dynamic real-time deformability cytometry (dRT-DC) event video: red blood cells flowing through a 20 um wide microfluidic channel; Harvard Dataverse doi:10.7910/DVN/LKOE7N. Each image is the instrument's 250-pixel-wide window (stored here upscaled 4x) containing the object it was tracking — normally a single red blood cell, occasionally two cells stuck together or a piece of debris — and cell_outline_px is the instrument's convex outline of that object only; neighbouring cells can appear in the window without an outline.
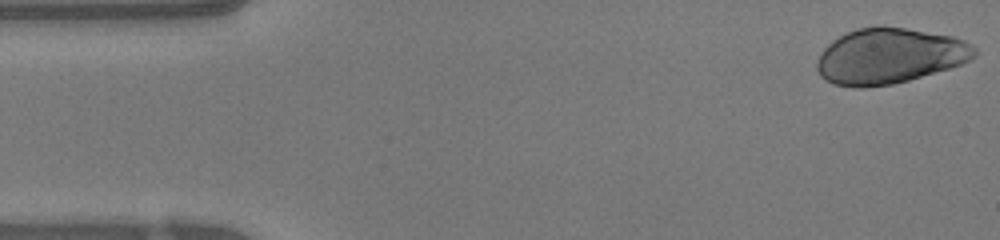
{"species": "human", "species_latin": "Homo sapiens", "temperature_condition": "warm", "stored_images_in_passage": 46, "camera_frame_rate_fps": 3000, "um_per_image_px": 0.085, "donor": {"sex": "female"}, "frame": {"image": 1, "passage_image": 1, "time_ms": 0.0, "image_size_px": [1000, 240], "cell_outline_px": [[976, 52], [968, 60], [960, 64], [948, 68], [908, 80], [892, 84], [864, 88], [856, 88], [832, 84], [824, 80], [820, 76], [816, 68], [816, 60], [820, 52], [832, 40], [856, 28], [880, 24], [884, 24], [952, 36], [964, 40], [972, 44], [976, 48]], "centroid_in_image_um": [75.53, 4.75], "position_along_channel_um": 9.5, "area_um2": 51.38}}
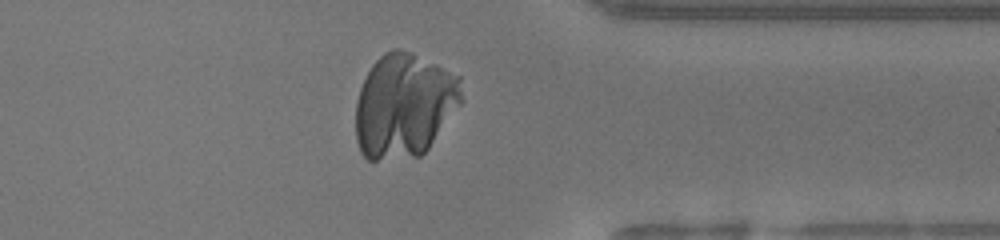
{"frame": {"image": 2, "passage_image": 36, "time_ms": 11.667, "image_size_px": [1000, 240], "cell_outline_px": [[464, 100], [428, 148], [420, 156], [376, 160], [368, 160], [360, 152], [356, 140], [356, 100], [360, 88], [372, 64], [384, 52], [392, 48], [400, 48], [412, 52], [460, 76]], "centroid_in_image_um": [34.36, 8.95], "position_along_channel_um": 377.0, "area_um2": 64.68}}
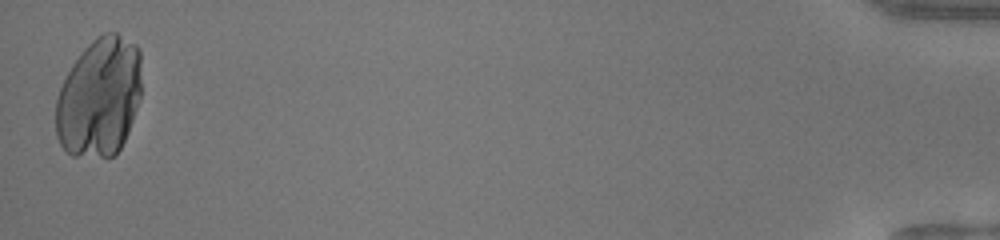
{"frame": {"image": 3, "passage_image": 46, "time_ms": 15.0, "image_size_px": [1000, 240], "cell_outline_px": [[140, 96], [128, 132], [120, 148], [112, 156], [72, 156], [60, 144], [56, 136], [56, 100], [60, 88], [72, 64], [84, 48], [92, 40], [104, 32], [116, 32], [136, 44], [140, 48]], "centroid_in_image_um": [8.44, 8.24], "position_along_channel_um": 426.8, "area_um2": 59.48}}